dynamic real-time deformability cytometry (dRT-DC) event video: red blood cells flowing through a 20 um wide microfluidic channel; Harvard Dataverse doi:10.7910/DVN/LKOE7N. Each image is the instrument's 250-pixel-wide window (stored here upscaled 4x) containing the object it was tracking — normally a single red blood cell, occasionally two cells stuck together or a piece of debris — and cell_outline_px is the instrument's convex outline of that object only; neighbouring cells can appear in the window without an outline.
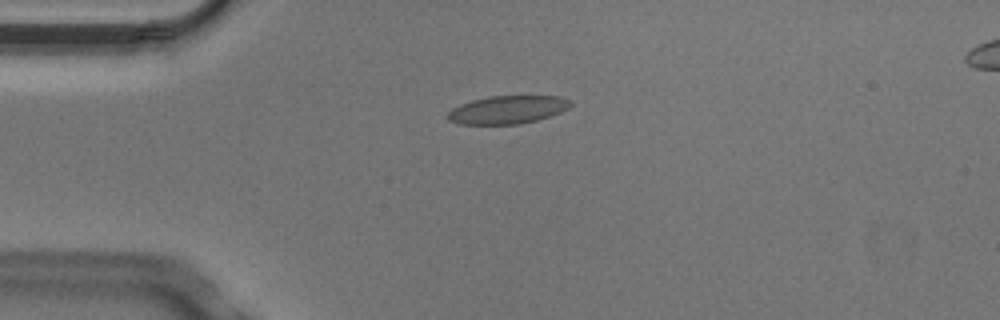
{"species": "Egyptian fruit bat (a non-hibernating species)", "species_latin": "Rousettus aegyptiacus", "temperature_condition": "cold", "stored_images_in_passage": 9, "camera_frame_rate_fps": 3000, "um_per_image_px": 0.085, "animal": {"sex": "male"}, "frame": {"image": 1, "passage_image": 4, "time_ms": 1.0, "image_size_px": [1000, 320], "cell_outline_px": [[572, 104], [568, 108], [560, 112], [536, 120], [520, 124], [460, 124], [448, 120], [444, 116], [452, 108], [460, 104], [472, 100], [488, 96], [560, 96], [572, 100]], "centroid_in_image_um": [43.11, 9.32], "position_along_channel_um": 41.9, "area_um2": 20.17}}
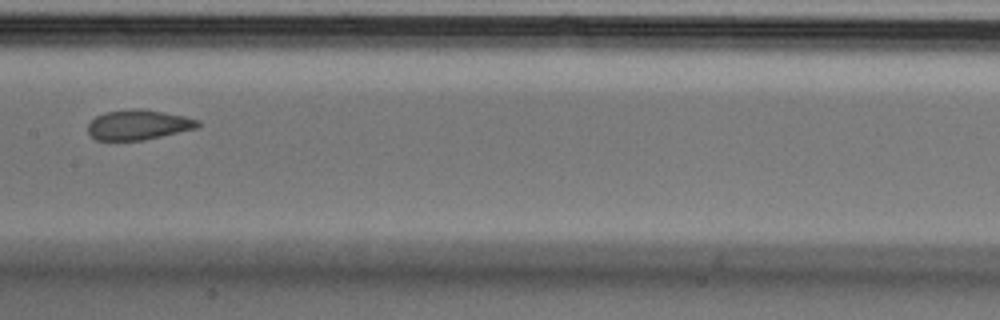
{"frame": {"image": 2, "passage_image": 8, "time_ms": 2.333, "image_size_px": [1000, 320], "cell_outline_px": [[200, 124], [196, 128], [144, 140], [96, 140], [88, 132], [88, 124], [96, 116], [104, 112], [128, 108], [144, 108], [184, 116], [200, 120]], "centroid_in_image_um": [11.75, 10.59], "position_along_channel_um": 195.7, "area_um2": 19.31}}
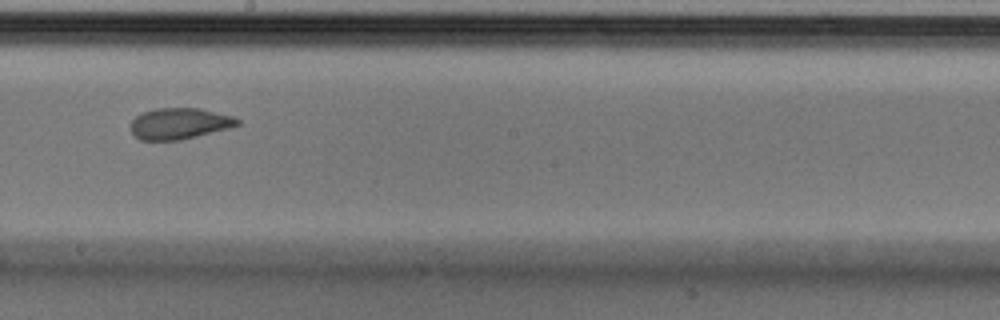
{"frame": {"image": 3, "passage_image": 9, "time_ms": 2.667, "image_size_px": [1000, 320], "cell_outline_px": [[240, 124], [232, 128], [180, 140], [140, 140], [132, 132], [132, 120], [140, 112], [156, 108], [200, 108], [232, 116], [240, 120]], "centroid_in_image_um": [15.28, 10.5], "position_along_channel_um": 232.9, "area_um2": 19.48}}